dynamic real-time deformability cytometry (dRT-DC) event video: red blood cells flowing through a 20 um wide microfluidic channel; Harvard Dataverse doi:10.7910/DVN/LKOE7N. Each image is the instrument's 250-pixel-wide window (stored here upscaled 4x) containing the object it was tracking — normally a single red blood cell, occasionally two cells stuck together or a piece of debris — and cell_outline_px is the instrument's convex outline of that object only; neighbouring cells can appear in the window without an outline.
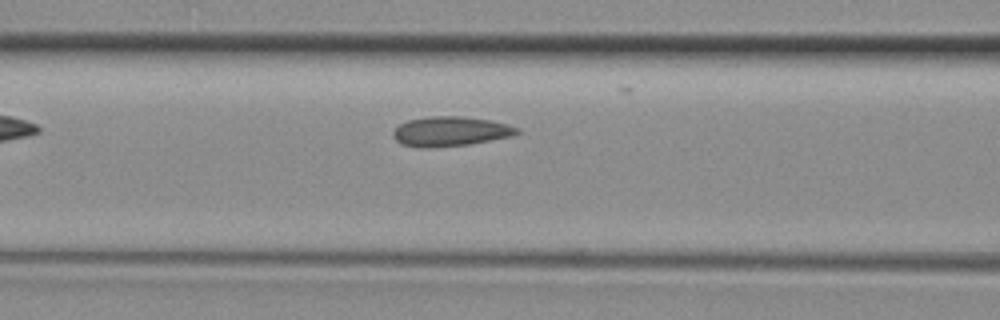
{"species": "common noctule bat (a hibernating species)", "species_latin": "Nyctalus noctula", "temperature_condition": "room temperature", "stored_images_in_passage": 18, "camera_frame_rate_fps": 3000, "um_per_image_px": 0.085, "animal": {"sex": "female", "body_mass_g": 29.2, "forearm_length_mm": 56.3}, "frame": {"image": 1, "passage_image": 6, "time_ms": 1.667, "image_size_px": [1000, 320], "cell_outline_px": [[520, 132], [512, 136], [468, 144], [404, 144], [396, 140], [392, 136], [392, 132], [400, 124], [408, 120], [432, 116], [460, 116], [492, 120], [508, 124], [520, 128]], "centroid_in_image_um": [38.39, 11.1], "position_along_channel_um": 128.2, "area_um2": 20.35}}
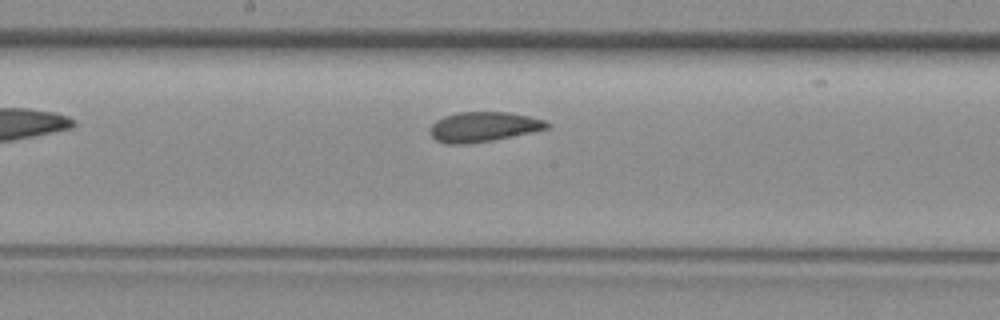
{"frame": {"image": 2, "passage_image": 11, "time_ms": 3.333, "image_size_px": [1000, 320], "cell_outline_px": [[552, 124], [548, 128], [532, 132], [492, 140], [464, 144], [448, 144], [436, 140], [428, 132], [432, 124], [436, 120], [444, 116], [456, 112], [512, 112], [544, 120]], "centroid_in_image_um": [41.08, 10.77], "position_along_channel_um": 207.1, "area_um2": 20.4}}
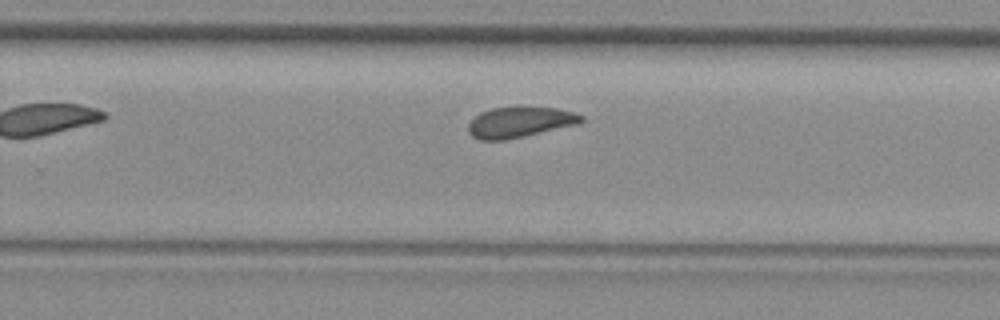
{"frame": {"image": 3, "passage_image": 16, "time_ms": 5.0, "image_size_px": [1000, 320], "cell_outline_px": [[584, 120], [580, 124], [524, 136], [504, 140], [480, 140], [472, 136], [468, 132], [468, 124], [480, 112], [492, 108], [556, 108], [572, 112], [584, 116]], "centroid_in_image_um": [44.19, 10.4], "position_along_channel_um": 285.6, "area_um2": 19.88}}